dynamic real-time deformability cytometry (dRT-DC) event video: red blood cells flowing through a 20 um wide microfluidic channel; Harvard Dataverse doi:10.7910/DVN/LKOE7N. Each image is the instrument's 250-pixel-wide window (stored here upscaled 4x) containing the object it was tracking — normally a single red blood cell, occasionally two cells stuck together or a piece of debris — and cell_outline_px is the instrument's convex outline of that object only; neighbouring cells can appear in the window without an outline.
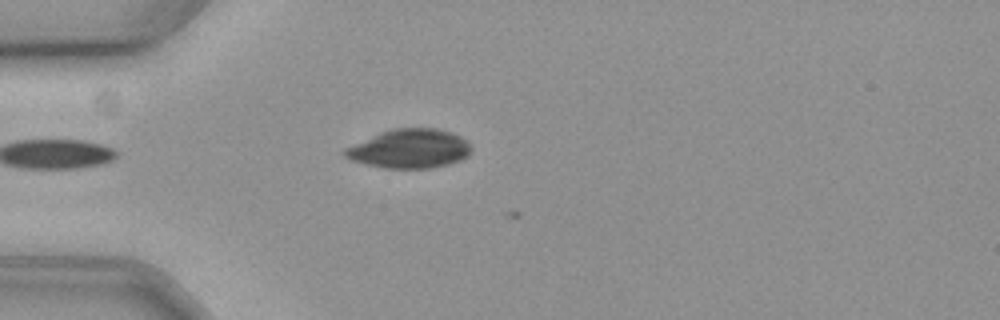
{"species": "common noctule bat (a hibernating species)", "species_latin": "Nyctalus noctula", "temperature_condition": "cold", "stored_images_in_passage": 3, "camera_frame_rate_fps": 3000, "um_per_image_px": 0.085, "animal": {"sex": "female", "body_mass_g": 19.3, "forearm_length_mm": 54.1}, "frame": {"image": 1, "passage_image": 2, "time_ms": 0.333, "image_size_px": [1000, 320], "cell_outline_px": [[472, 148], [468, 156], [460, 160], [448, 164], [428, 168], [384, 168], [352, 160], [344, 156], [344, 148], [380, 132], [392, 128], [436, 128], [452, 132], [460, 136]], "centroid_in_image_um": [34.81, 12.63], "position_along_channel_um": 50.2, "area_um2": 28.55}}